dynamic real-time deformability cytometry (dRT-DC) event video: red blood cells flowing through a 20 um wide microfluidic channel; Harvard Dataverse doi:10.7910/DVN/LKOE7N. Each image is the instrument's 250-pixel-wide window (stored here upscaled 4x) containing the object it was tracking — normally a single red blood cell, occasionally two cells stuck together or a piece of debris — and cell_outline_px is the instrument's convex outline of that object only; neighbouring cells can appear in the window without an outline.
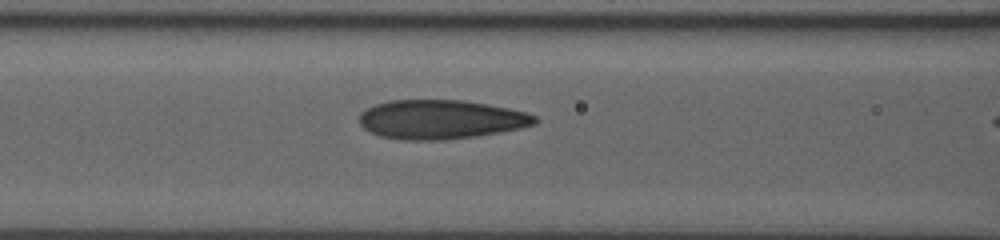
{"species": "human", "species_latin": "Homo sapiens", "temperature_condition": "room temperature", "stored_images_in_passage": 31, "camera_frame_rate_fps": 3000, "um_per_image_px": 0.085, "donor": {"sex": "male"}, "frame": {"image": 1, "passage_image": 23, "time_ms": 7.333, "image_size_px": [1000, 240], "cell_outline_px": [[536, 124], [520, 128], [500, 132], [476, 136], [440, 140], [404, 140], [380, 136], [364, 128], [360, 124], [360, 112], [376, 104], [388, 100], [460, 100], [488, 104], [508, 108], [524, 112], [536, 116]], "centroid_in_image_um": [37.45, 10.15], "position_along_channel_um": 129.1, "area_um2": 39.82}}
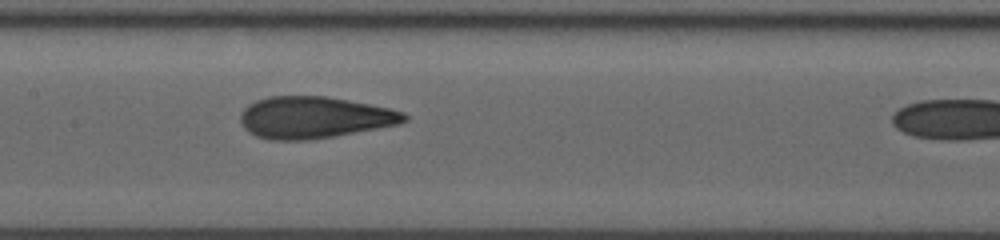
{"frame": {"image": 2, "passage_image": 27, "time_ms": 8.667, "image_size_px": [1000, 240], "cell_outline_px": [[408, 120], [400, 124], [332, 136], [308, 140], [268, 140], [256, 136], [248, 132], [244, 128], [240, 120], [240, 112], [248, 104], [256, 100], [268, 96], [328, 96], [388, 108], [404, 112], [408, 116]], "centroid_in_image_um": [26.67, 9.98], "position_along_channel_um": 180.7, "area_um2": 39.88}}
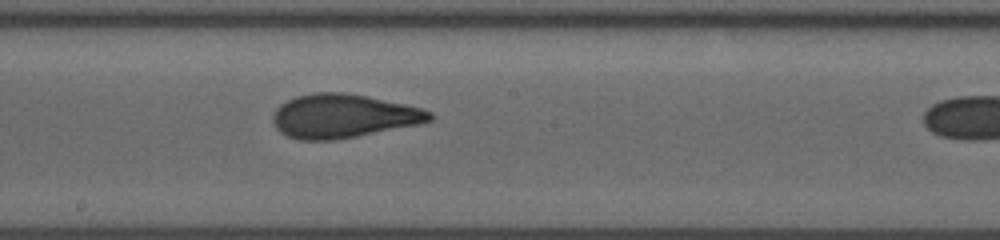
{"frame": {"image": 3, "passage_image": 30, "time_ms": 9.667, "image_size_px": [1000, 240], "cell_outline_px": [[436, 116], [432, 120], [420, 124], [336, 140], [300, 140], [288, 136], [280, 132], [276, 128], [272, 120], [272, 116], [276, 108], [280, 104], [296, 96], [316, 92], [344, 92], [424, 108], [432, 112]], "centroid_in_image_um": [29.18, 9.87], "position_along_channel_um": 219.0, "area_um2": 40.06}}